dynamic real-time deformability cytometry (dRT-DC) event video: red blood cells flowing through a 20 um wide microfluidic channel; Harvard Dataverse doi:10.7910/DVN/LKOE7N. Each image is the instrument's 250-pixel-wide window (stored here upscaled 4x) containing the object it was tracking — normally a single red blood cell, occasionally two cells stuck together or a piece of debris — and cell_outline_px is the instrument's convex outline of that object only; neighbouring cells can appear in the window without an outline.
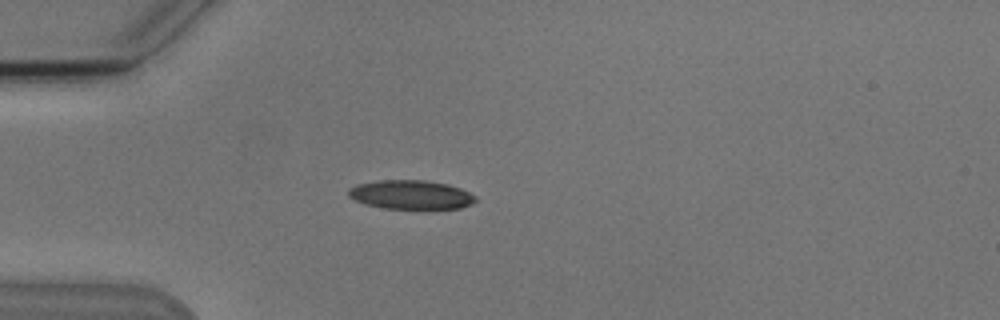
{"species": "Egyptian fruit bat (a non-hibernating species)", "species_latin": "Rousettus aegyptiacus", "temperature_condition": "cold", "stored_images_in_passage": 3, "camera_frame_rate_fps": 3000, "um_per_image_px": 0.085, "animal": {"sex": "male"}, "frame": {"image": 1, "passage_image": 3, "time_ms": 3.0, "image_size_px": [1000, 320], "cell_outline_px": [[476, 200], [472, 204], [460, 208], [432, 212], [424, 212], [384, 208], [364, 204], [348, 196], [348, 188], [356, 184], [376, 180], [424, 180], [448, 184], [460, 188], [476, 196]], "centroid_in_image_um": [34.96, 16.6], "position_along_channel_um": 50.0, "area_um2": 22.66}}